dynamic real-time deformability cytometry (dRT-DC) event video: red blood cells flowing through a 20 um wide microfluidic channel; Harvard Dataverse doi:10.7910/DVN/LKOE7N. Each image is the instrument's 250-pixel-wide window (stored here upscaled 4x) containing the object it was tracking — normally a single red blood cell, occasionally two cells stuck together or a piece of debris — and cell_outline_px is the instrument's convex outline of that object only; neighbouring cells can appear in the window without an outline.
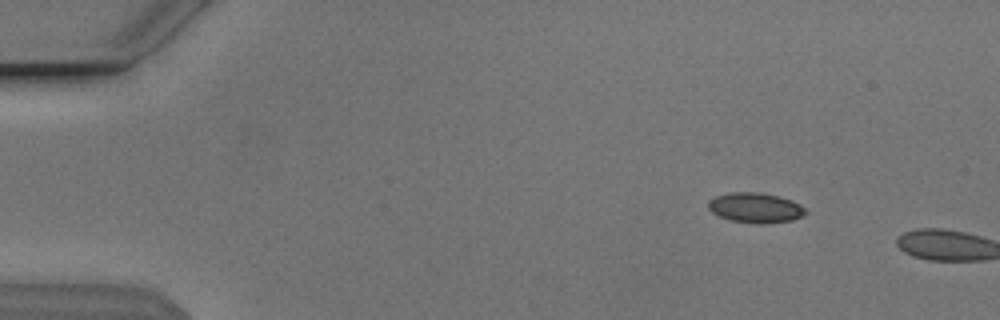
{"species": "Egyptian fruit bat (a non-hibernating species)", "species_latin": "Rousettus aegyptiacus", "temperature_condition": "cold", "stored_images_in_passage": 3, "camera_frame_rate_fps": 3000, "um_per_image_px": 0.085, "animal": {"sex": "male"}, "frame": {"image": 1, "passage_image": 1, "time_ms": 0.0, "image_size_px": [1000, 320], "cell_outline_px": [[808, 212], [804, 216], [792, 220], [764, 224], [760, 224], [732, 220], [720, 216], [712, 212], [708, 208], [708, 200], [716, 196], [728, 192], [760, 192], [780, 196], [792, 200], [800, 204]], "centroid_in_image_um": [64.24, 17.65], "position_along_channel_um": 20.8, "area_um2": 17.17}}